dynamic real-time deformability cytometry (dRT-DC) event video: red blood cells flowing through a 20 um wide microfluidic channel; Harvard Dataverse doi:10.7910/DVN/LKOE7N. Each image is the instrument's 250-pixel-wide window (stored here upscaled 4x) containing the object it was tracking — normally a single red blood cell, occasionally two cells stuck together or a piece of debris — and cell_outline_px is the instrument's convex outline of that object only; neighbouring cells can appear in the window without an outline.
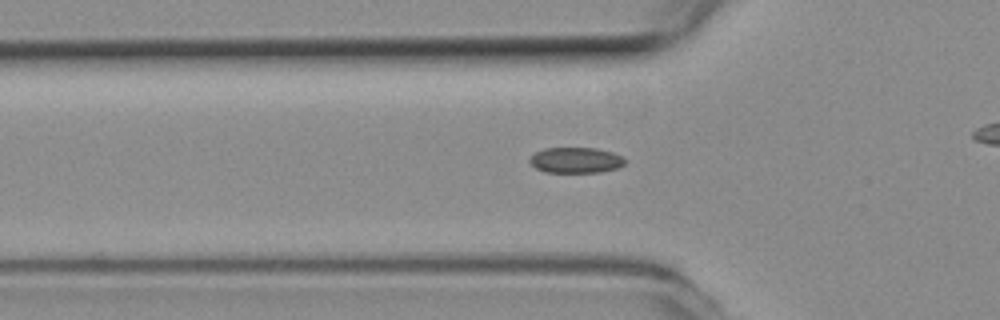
{"species": "common noctule bat (a hibernating species)", "species_latin": "Nyctalus noctula", "temperature_condition": "room temperature", "stored_images_in_passage": 43, "camera_frame_rate_fps": 3000, "um_per_image_px": 0.085, "animal": {"sex": "female", "body_mass_g": 19.3, "forearm_length_mm": 54.1}, "frame": {"image": 1, "passage_image": 17, "time_ms": 5.333, "image_size_px": [1000, 320], "cell_outline_px": [[624, 164], [616, 168], [600, 172], [544, 172], [536, 168], [528, 160], [536, 152], [544, 148], [596, 148], [612, 152], [620, 156], [624, 160]], "centroid_in_image_um": [48.91, 13.61], "position_along_channel_um": 76.9, "area_um2": 14.05}}
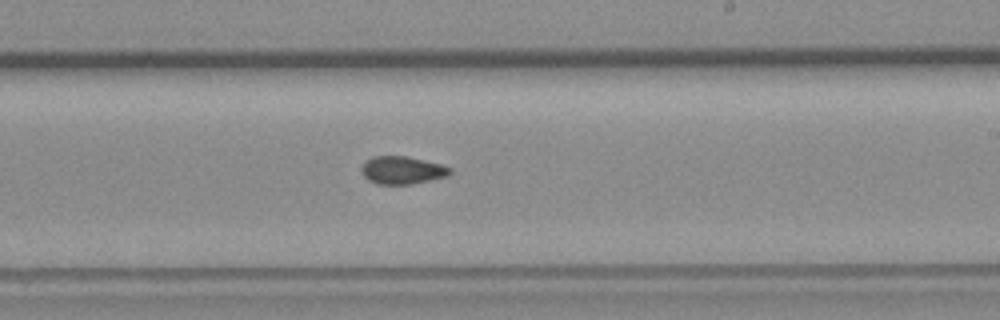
{"frame": {"image": 2, "passage_image": 31, "time_ms": 10.0, "image_size_px": [1000, 320], "cell_outline_px": [[452, 172], [448, 176], [412, 184], [376, 184], [368, 180], [364, 176], [360, 168], [372, 156], [404, 156], [440, 164], [452, 168]], "centroid_in_image_um": [34.19, 14.48], "position_along_channel_um": 254.8, "area_um2": 14.22}}
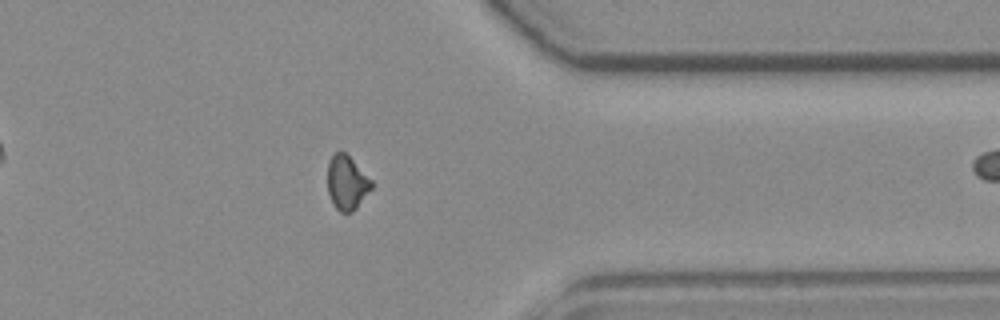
{"frame": {"image": 3, "passage_image": 42, "time_ms": 13.667, "image_size_px": [1000, 320], "cell_outline_px": [[372, 188], [356, 208], [352, 212], [340, 212], [332, 204], [328, 192], [328, 160], [336, 152], [344, 152], [372, 180]], "centroid_in_image_um": [29.47, 15.55], "position_along_channel_um": 381.9, "area_um2": 13.7}}